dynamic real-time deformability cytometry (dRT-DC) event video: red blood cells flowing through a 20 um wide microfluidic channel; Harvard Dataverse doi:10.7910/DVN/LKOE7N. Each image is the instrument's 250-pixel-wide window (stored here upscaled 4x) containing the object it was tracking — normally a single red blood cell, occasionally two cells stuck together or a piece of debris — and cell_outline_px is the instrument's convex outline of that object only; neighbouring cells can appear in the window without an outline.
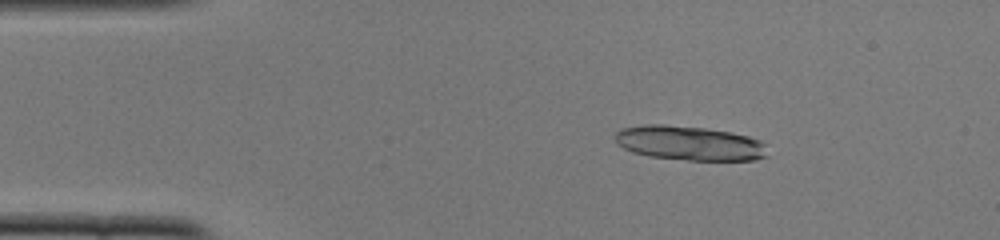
{"species": "common noctule bat (a hibernating species)", "species_latin": "Nyctalus noctula", "temperature_condition": "cold", "stored_images_in_passage": 50, "camera_frame_rate_fps": 3000, "um_per_image_px": 0.085, "animal": {"sex": "female", "body_mass_g": 22.0, "forearm_length_mm": 56.7}, "frame": {"image": 1, "passage_image": 8, "time_ms": 2.333, "image_size_px": [1000, 240], "cell_outline_px": [[768, 156], [756, 160], [688, 160], [648, 156], [632, 152], [616, 144], [616, 132], [620, 128], [644, 124], [664, 124], [704, 128], [732, 132], [748, 136], [760, 140], [764, 144]], "centroid_in_image_um": [58.59, 12.16], "position_along_channel_um": 26.4, "area_um2": 30.75}}
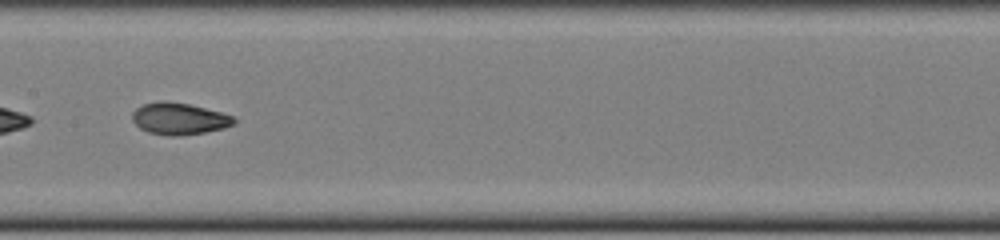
{"frame": {"image": 2, "passage_image": 26, "time_ms": 8.333, "image_size_px": [1000, 240], "cell_outline_px": [[236, 120], [232, 124], [224, 128], [204, 132], [180, 136], [168, 136], [148, 132], [140, 128], [132, 120], [132, 112], [136, 108], [144, 104], [160, 100], [164, 100], [188, 104], [220, 112], [232, 116]], "centroid_in_image_um": [15.18, 10.09], "position_along_channel_um": 192.2, "area_um2": 18.73}}
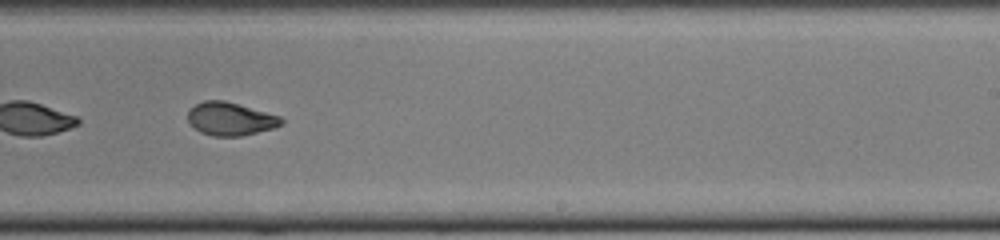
{"frame": {"image": 3, "passage_image": 32, "time_ms": 10.333, "image_size_px": [1000, 240], "cell_outline_px": [[284, 124], [276, 128], [240, 136], [212, 136], [200, 132], [188, 120], [188, 108], [204, 100], [224, 100], [280, 116], [284, 120]], "centroid_in_image_um": [19.6, 10.1], "position_along_channel_um": 269.4, "area_um2": 18.09}, "authors_computed_cell_mechanics": {"area_um2": 19.0162, "velocity_mm_per_s": 3.8816, "shape_relaxation_time_tau1_ms": 8.2277, "shape_relaxation_time_tau2_ms": 1.9953, "deformation_change_tau1": 0.2329, "deformation_change_tau2": 0.0579}}